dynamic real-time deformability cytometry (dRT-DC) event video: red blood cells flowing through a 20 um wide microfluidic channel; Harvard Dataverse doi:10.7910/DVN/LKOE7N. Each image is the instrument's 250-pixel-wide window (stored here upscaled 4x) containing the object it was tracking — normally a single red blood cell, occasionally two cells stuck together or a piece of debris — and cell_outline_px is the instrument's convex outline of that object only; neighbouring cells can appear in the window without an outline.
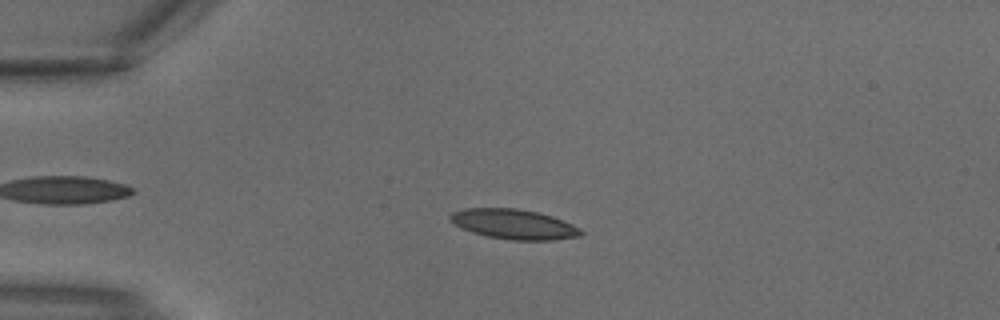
{"species": "common noctule bat (a hibernating species)", "species_latin": "Nyctalus noctula", "temperature_condition": "warm", "stored_images_in_passage": 3, "camera_frame_rate_fps": 3000, "um_per_image_px": 0.085, "animal": {"sex": "male", "body_mass_g": 18.8}, "frame": {"image": 1, "passage_image": 3, "time_ms": 0.667, "image_size_px": [1000, 320], "cell_outline_px": [[584, 232], [580, 236], [552, 240], [512, 240], [488, 236], [472, 232], [460, 228], [448, 220], [448, 216], [452, 212], [464, 208], [516, 208], [540, 212], [552, 216], [572, 224], [580, 228]], "centroid_in_image_um": [43.65, 19.05], "position_along_channel_um": 41.3, "area_um2": 22.95}}